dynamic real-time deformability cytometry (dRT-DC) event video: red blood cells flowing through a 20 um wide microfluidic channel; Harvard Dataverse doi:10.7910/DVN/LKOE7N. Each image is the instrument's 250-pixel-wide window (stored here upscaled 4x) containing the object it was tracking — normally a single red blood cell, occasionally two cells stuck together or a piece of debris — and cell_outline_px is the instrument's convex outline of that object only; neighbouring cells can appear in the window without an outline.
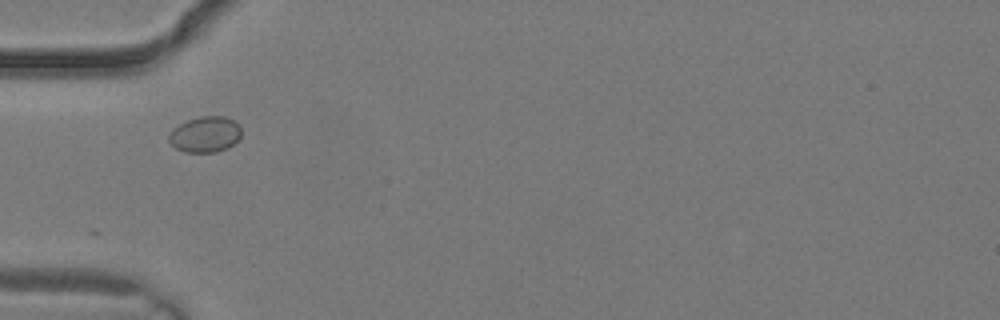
{"species": "common noctule bat (a hibernating species)", "species_latin": "Nyctalus noctula", "temperature_condition": "warm", "stored_images_in_passage": 4, "camera_frame_rate_fps": 3000, "um_per_image_px": 0.085, "animal": {"sex": "male", "body_mass_g": 19.2, "forearm_length_mm": 51.8}, "frame": {"image": 1, "passage_image": 4, "time_ms": 1.0, "image_size_px": [1000, 320], "cell_outline_px": [[240, 136], [228, 148], [216, 152], [184, 152], [176, 148], [168, 140], [168, 132], [172, 128], [188, 120], [200, 116], [224, 116], [232, 120], [240, 128]], "centroid_in_image_um": [17.39, 11.43], "position_along_channel_um": 67.6, "area_um2": 15.03}}